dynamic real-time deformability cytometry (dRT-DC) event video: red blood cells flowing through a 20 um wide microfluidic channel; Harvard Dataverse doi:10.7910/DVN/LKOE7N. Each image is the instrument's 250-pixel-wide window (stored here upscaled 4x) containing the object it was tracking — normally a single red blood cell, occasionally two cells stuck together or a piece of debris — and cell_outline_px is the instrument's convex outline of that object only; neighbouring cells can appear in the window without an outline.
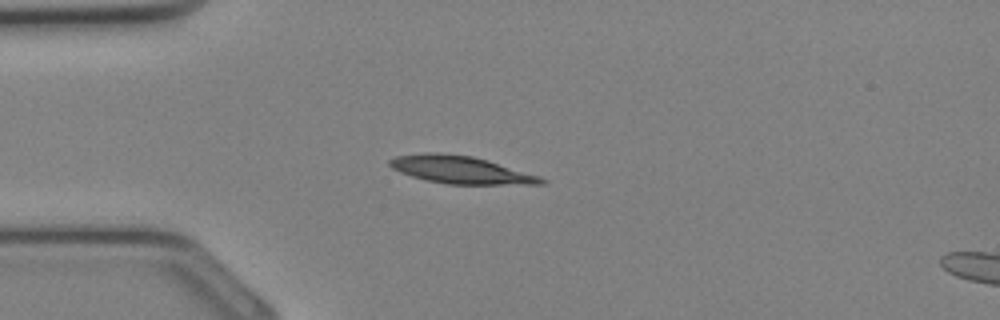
{"species": "Egyptian fruit bat (a non-hibernating species)", "species_latin": "Rousettus aegyptiacus", "temperature_condition": "cold", "stored_images_in_passage": 33, "camera_frame_rate_fps": 3000, "um_per_image_px": 0.085, "animal": {"sex": "female"}, "frame": {"image": 1, "passage_image": 8, "time_ms": 2.333, "image_size_px": [1000, 320], "cell_outline_px": [[548, 180], [544, 184], [448, 184], [428, 180], [412, 176], [400, 172], [392, 168], [388, 164], [388, 160], [396, 156], [424, 152], [436, 152], [472, 156], [488, 160], [540, 176]], "centroid_in_image_um": [39.16, 14.42], "position_along_channel_um": 45.8, "area_um2": 24.28}}
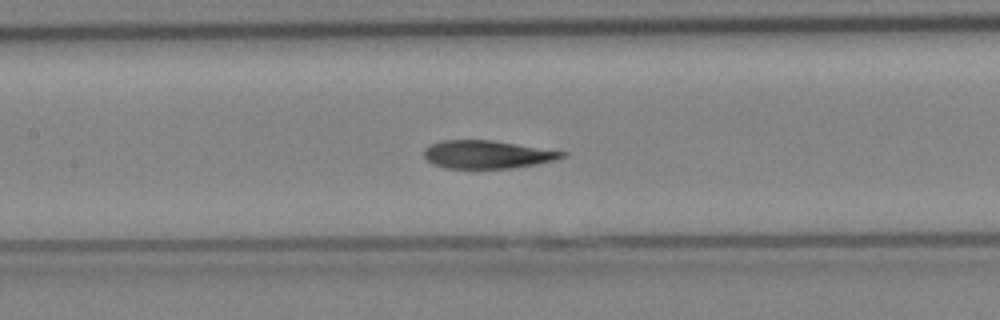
{"frame": {"image": 2, "passage_image": 15, "time_ms": 4.667, "image_size_px": [1000, 320], "cell_outline_px": [[568, 152], [564, 156], [552, 160], [536, 164], [512, 168], [444, 168], [432, 164], [424, 156], [424, 148], [440, 140], [492, 140]], "centroid_in_image_um": [41.37, 13.12], "position_along_channel_um": 166.0, "area_um2": 22.43}}
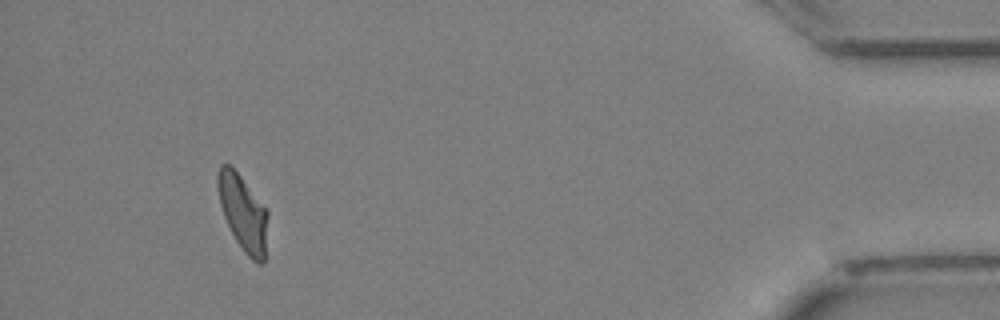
{"frame": {"image": 3, "passage_image": 31, "time_ms": 10.0, "image_size_px": [1000, 320], "cell_outline_px": [[268, 216], [264, 264], [260, 264], [252, 260], [244, 252], [236, 240], [224, 216], [220, 204], [216, 188], [216, 176], [220, 164], [228, 164], [240, 176], [268, 212]], "centroid_in_image_um": [20.64, 18.1], "position_along_channel_um": 414.6, "area_um2": 21.85}}